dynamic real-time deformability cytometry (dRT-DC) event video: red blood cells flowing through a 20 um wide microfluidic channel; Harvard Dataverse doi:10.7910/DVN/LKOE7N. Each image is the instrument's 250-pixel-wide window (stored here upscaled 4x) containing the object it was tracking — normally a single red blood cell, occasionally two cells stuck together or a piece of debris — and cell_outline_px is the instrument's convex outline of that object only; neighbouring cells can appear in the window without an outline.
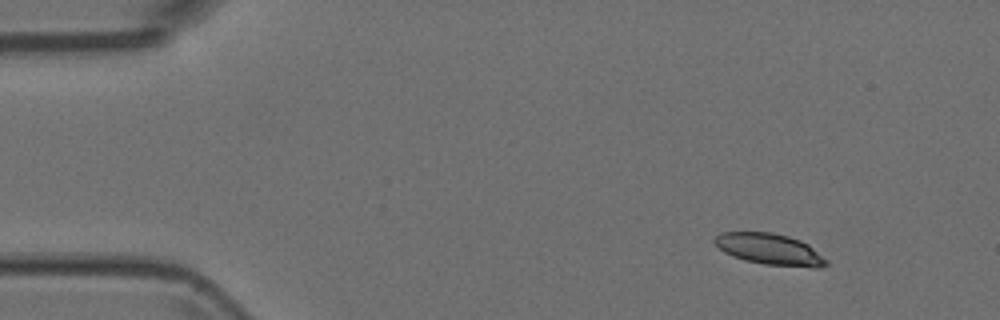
{"species": "Egyptian fruit bat (a non-hibernating species)", "species_latin": "Rousettus aegyptiacus", "temperature_condition": "room temperature", "stored_images_in_passage": 3, "camera_frame_rate_fps": 3000, "um_per_image_px": 0.085, "animal": {"sex": "female"}, "frame": {"image": 1, "passage_image": 1, "time_ms": 0.0, "image_size_px": [1000, 320], "cell_outline_px": [[828, 264], [820, 268], [812, 268], [764, 264], [744, 260], [732, 256], [724, 252], [712, 240], [720, 232], [772, 232], [788, 236], [800, 240], [808, 244], [828, 260]], "centroid_in_image_um": [65.44, 21.19], "position_along_channel_um": 19.6, "area_um2": 20.46}}